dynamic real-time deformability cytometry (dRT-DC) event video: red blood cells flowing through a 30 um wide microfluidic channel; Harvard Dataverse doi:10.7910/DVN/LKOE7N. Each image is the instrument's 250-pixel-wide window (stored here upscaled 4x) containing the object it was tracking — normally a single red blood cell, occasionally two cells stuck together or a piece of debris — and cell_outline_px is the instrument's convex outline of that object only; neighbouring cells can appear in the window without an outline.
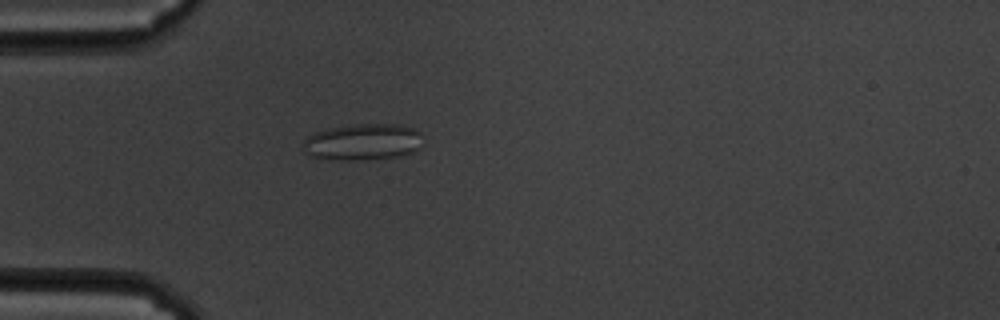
{"species": "common noctule bat (a hibernating species)", "species_latin": "Nyctalus noctula", "temperature_condition": "cold", "stored_images_in_passage": 47, "camera_frame_rate_fps": 3000, "um_per_image_px": 0.085, "animal": {"sex": "male", "body_mass_g": 19.5, "forearm_length_mm": 54.6}, "frame": {"image": 1, "passage_image": 5, "time_ms": 1.333, "image_size_px": [1000, 320], "cell_outline_px": [[420, 132], [416, 148], [412, 152], [396, 156], [360, 160], [340, 160], [312, 156], [304, 152], [300, 148], [304, 140], [308, 136], [316, 132], [328, 128], [352, 124], [396, 124], [412, 128]], "centroid_in_image_um": [30.73, 12.06], "position_along_channel_um": 54.3, "area_um2": 25.09}}
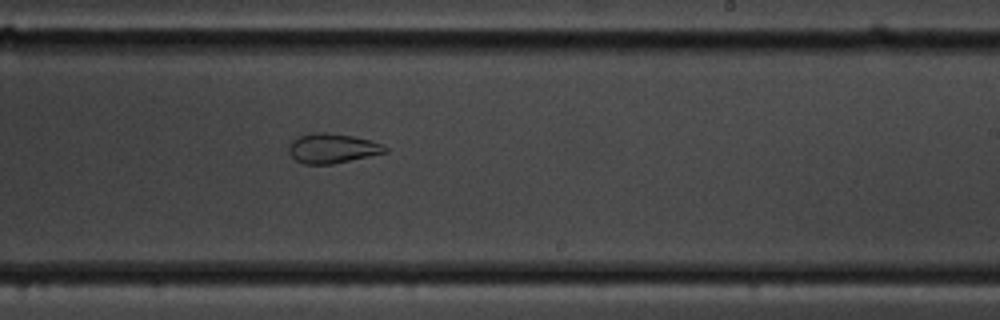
{"frame": {"image": 2, "passage_image": 24, "time_ms": 7.667, "image_size_px": [1000, 320], "cell_outline_px": [[388, 152], [332, 164], [304, 164], [296, 160], [288, 152], [288, 144], [292, 140], [300, 136], [316, 132], [328, 132], [352, 136], [384, 144], [388, 148]], "centroid_in_image_um": [28.24, 12.61], "position_along_channel_um": 260.8, "area_um2": 16.65}}
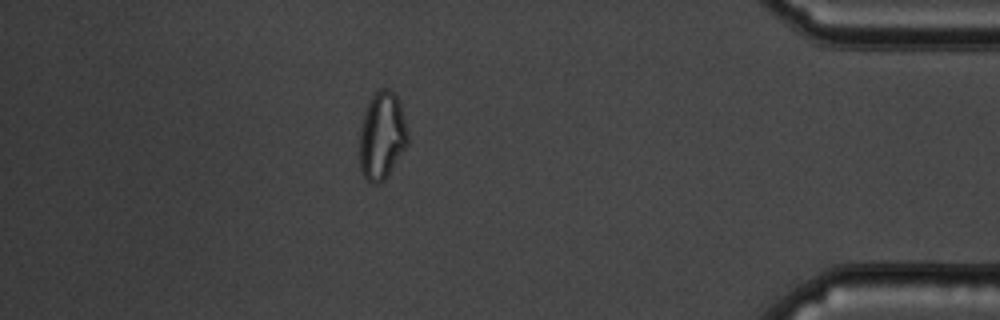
{"frame": {"image": 3, "passage_image": 40, "time_ms": 13.0, "image_size_px": [1000, 320], "cell_outline_px": [[408, 144], [388, 176], [380, 184], [372, 184], [364, 176], [360, 168], [360, 128], [364, 112], [372, 96], [380, 88], [388, 88], [396, 96], [400, 104], [404, 116], [408, 132]], "centroid_in_image_um": [32.47, 11.56], "position_along_channel_um": 402.7, "area_um2": 24.68}, "authors_computed_cell_mechanics": {"area_um2": 20.9814, "velocity_mm_per_s": 3.3932, "shape_relaxation_time_tau1_ms": null, "shape_relaxation_time_tau2_ms": 1.5518, "deformation_change_tau1": null, "deformation_change_tau2": 0.0847}}